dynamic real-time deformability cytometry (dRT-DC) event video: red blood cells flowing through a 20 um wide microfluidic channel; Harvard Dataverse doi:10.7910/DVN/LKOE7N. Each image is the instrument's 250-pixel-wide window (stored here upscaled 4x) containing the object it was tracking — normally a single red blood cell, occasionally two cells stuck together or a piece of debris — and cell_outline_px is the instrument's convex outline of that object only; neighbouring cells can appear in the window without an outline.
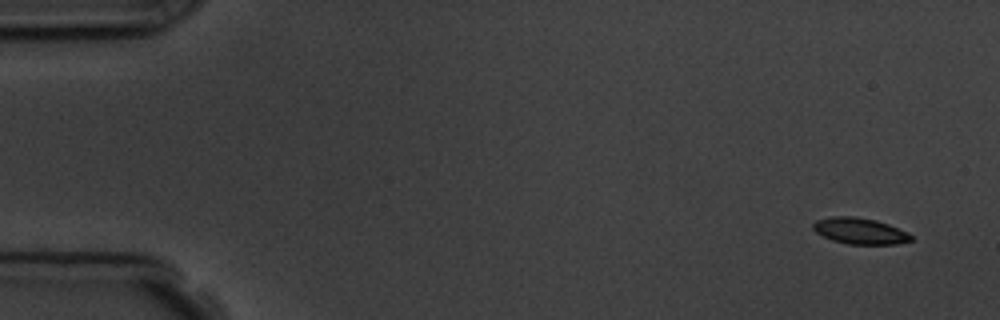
{"species": "common noctule bat (a hibernating species)", "species_latin": "Nyctalus noctula", "temperature_condition": "room temperature", "stored_images_in_passage": 5, "camera_frame_rate_fps": 3000, "um_per_image_px": 0.085, "animal": {"sex": "male", "body_mass_g": 19.5, "forearm_length_mm": 54.6}, "frame": {"image": 1, "passage_image": 1, "time_ms": 0.0, "image_size_px": [1000, 320], "cell_outline_px": [[912, 240], [896, 244], [848, 244], [832, 240], [816, 232], [812, 228], [812, 224], [816, 220], [832, 216], [852, 216], [876, 220], [888, 224], [908, 232], [912, 236]], "centroid_in_image_um": [73.08, 19.63], "position_along_channel_um": 11.9, "area_um2": 14.91}}
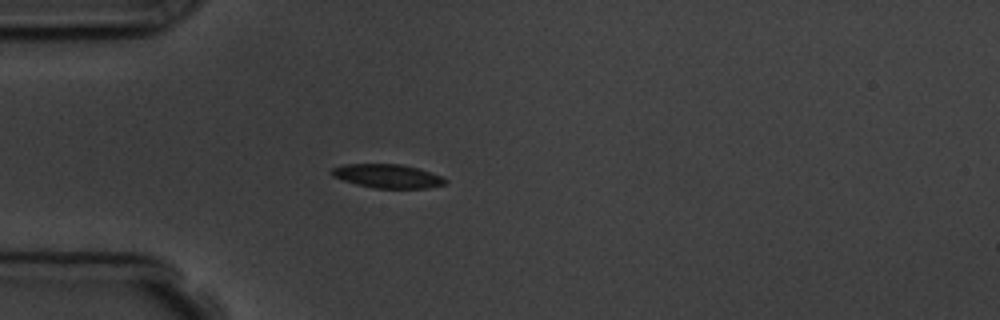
{"frame": {"image": 2, "passage_image": 5, "time_ms": 4.333, "image_size_px": [1000, 320], "cell_outline_px": [[448, 180], [444, 184], [428, 188], [372, 188], [356, 184], [332, 176], [328, 172], [332, 168], [344, 164], [404, 164], [420, 168], [440, 176]], "centroid_in_image_um": [32.92, 14.96], "position_along_channel_um": 52.1, "area_um2": 15.84}}